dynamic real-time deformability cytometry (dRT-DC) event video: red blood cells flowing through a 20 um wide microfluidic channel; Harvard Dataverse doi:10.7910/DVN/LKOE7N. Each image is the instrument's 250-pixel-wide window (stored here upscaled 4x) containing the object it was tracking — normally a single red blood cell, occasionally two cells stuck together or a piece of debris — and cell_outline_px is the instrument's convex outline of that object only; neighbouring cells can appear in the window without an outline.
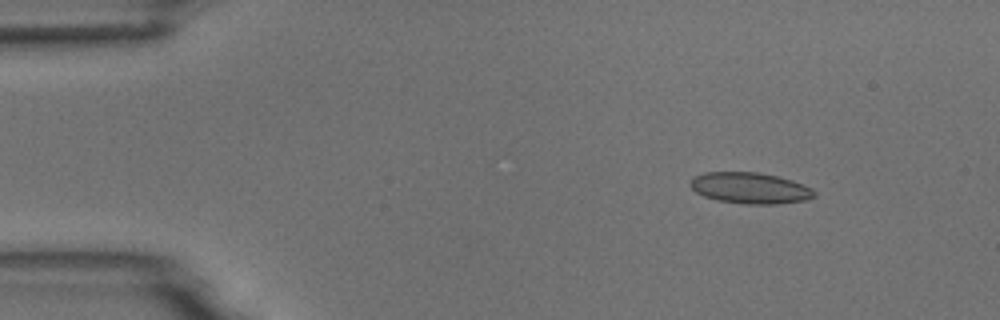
{"species": "common noctule bat (a hibernating species)", "species_latin": "Nyctalus noctula", "temperature_condition": "room temperature", "stored_images_in_passage": 7, "camera_frame_rate_fps": 3000, "um_per_image_px": 0.085, "animal": {"sex": "male", "body_mass_g": 18.8}, "frame": {"image": 1, "passage_image": 2, "time_ms": 1.333, "image_size_px": [1000, 320], "cell_outline_px": [[816, 196], [804, 200], [776, 204], [744, 204], [716, 200], [704, 196], [696, 192], [692, 188], [692, 180], [696, 176], [704, 172], [760, 172], [792, 180], [812, 188], [816, 192]], "centroid_in_image_um": [63.78, 15.99], "position_along_channel_um": 21.2, "area_um2": 22.37}}
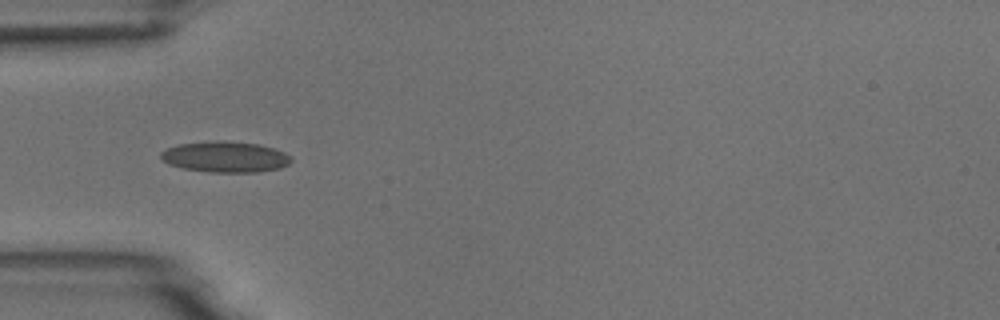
{"frame": {"image": 2, "passage_image": 5, "time_ms": 4.667, "image_size_px": [1000, 320], "cell_outline_px": [[292, 160], [288, 164], [280, 168], [260, 172], [208, 172], [184, 168], [168, 164], [160, 156], [160, 152], [176, 144], [216, 140], [224, 140], [260, 144], [284, 152], [292, 156]], "centroid_in_image_um": [19.16, 13.32], "position_along_channel_um": 65.8, "area_um2": 23.64}}